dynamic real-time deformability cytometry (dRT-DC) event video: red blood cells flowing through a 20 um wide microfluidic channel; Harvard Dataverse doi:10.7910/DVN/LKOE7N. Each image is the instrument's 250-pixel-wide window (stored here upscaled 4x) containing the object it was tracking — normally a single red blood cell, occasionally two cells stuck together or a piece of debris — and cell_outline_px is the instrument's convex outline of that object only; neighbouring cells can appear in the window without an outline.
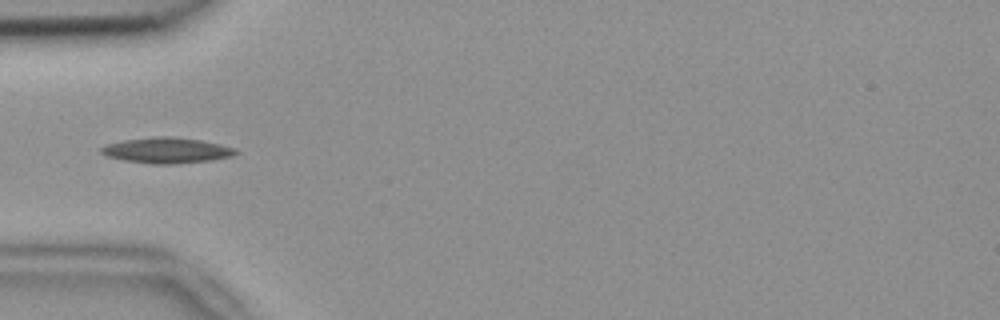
{"species": "common noctule bat (a hibernating species)", "species_latin": "Nyctalus noctula", "temperature_condition": "room temperature", "stored_images_in_passage": 6, "camera_frame_rate_fps": 3000, "um_per_image_px": 0.085, "animal": {"sex": "female", "body_mass_g": 18.4}, "frame": {"image": 1, "passage_image": 1, "time_ms": 0.0, "image_size_px": [1000, 320], "cell_outline_px": [[240, 152], [232, 156], [212, 160], [172, 164], [152, 164], [124, 160], [104, 156], [100, 152], [100, 148], [104, 144], [124, 140], [152, 136], [172, 136], [200, 140], [220, 144], [236, 148]], "centroid_in_image_um": [14.15, 12.77], "position_along_channel_um": 70.9, "area_um2": 20.35}}